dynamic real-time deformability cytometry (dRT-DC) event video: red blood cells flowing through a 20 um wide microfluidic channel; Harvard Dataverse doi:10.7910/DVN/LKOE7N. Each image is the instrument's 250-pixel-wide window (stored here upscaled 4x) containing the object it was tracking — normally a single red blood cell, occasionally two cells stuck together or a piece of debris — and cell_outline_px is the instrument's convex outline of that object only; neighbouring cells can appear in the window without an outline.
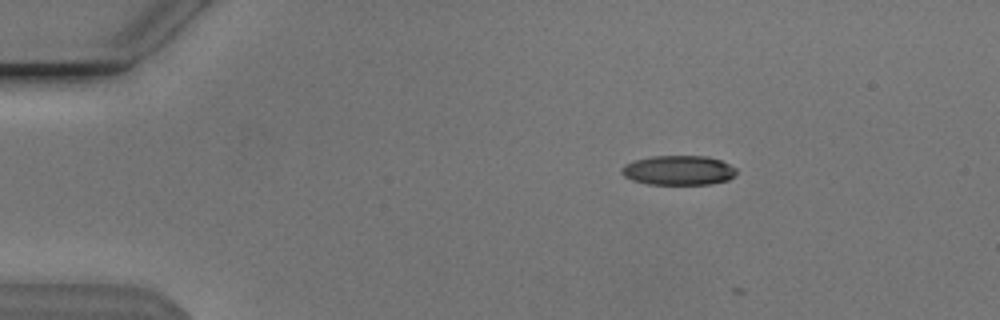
{"species": "Egyptian fruit bat (a non-hibernating species)", "species_latin": "Rousettus aegyptiacus", "temperature_condition": "cold", "stored_images_in_passage": 3, "camera_frame_rate_fps": 3000, "um_per_image_px": 0.085, "animal": {"sex": "male"}, "frame": {"image": 1, "passage_image": 2, "time_ms": 0.333, "image_size_px": [1000, 320], "cell_outline_px": [[736, 172], [728, 180], [708, 184], [648, 184], [624, 176], [624, 164], [636, 160], [652, 156], [708, 156], [720, 160], [736, 168]], "centroid_in_image_um": [57.71, 14.47], "position_along_channel_um": 27.3, "area_um2": 19.36}}